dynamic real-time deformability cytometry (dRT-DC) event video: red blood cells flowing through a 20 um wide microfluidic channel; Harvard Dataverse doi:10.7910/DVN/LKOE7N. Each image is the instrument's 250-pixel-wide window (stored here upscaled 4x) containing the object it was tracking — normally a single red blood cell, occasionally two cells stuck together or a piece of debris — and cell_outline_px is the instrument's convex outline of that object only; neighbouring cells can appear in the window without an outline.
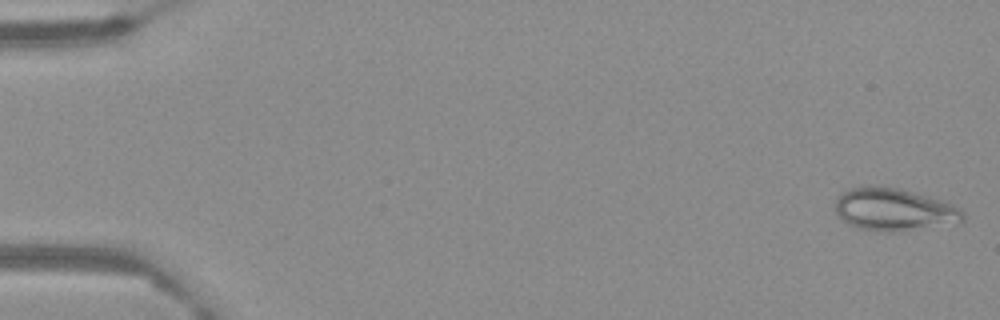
{"species": "Egyptian fruit bat (a non-hibernating species)", "species_latin": "Rousettus aegyptiacus", "temperature_condition": "warm", "stored_images_in_passage": 65, "camera_frame_rate_fps": 3000, "um_per_image_px": 0.085, "frame": {"image": 1, "passage_image": 2, "time_ms": 0.333, "image_size_px": [1000, 320], "cell_outline_px": [[964, 220], [900, 232], [880, 232], [860, 228], [848, 224], [836, 216], [836, 200], [848, 188], [860, 184], [864, 184], [896, 188], [912, 192], [940, 200], [952, 204], [960, 208], [964, 212]], "centroid_in_image_um": [75.91, 17.8], "position_along_channel_um": 9.1, "area_um2": 31.56}}
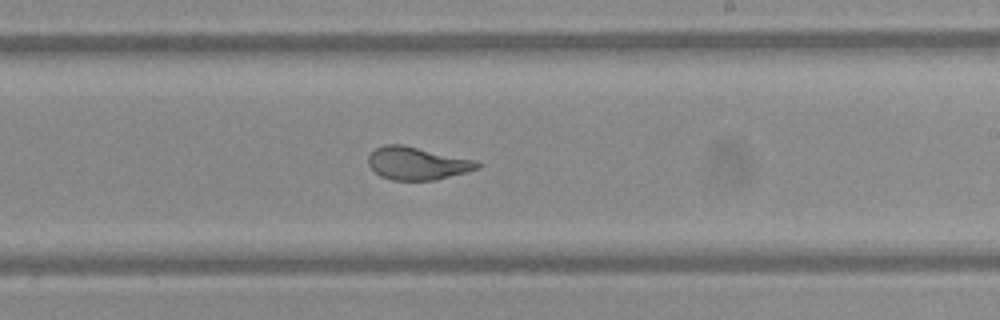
{"frame": {"image": 2, "passage_image": 40, "time_ms": 13.0, "image_size_px": [1000, 320], "cell_outline_px": [[480, 168], [436, 180], [392, 180], [380, 176], [368, 164], [368, 156], [376, 148], [384, 144], [404, 144], [476, 160], [480, 164]], "centroid_in_image_um": [35.46, 13.87], "position_along_channel_um": 253.5, "area_um2": 20.92}}
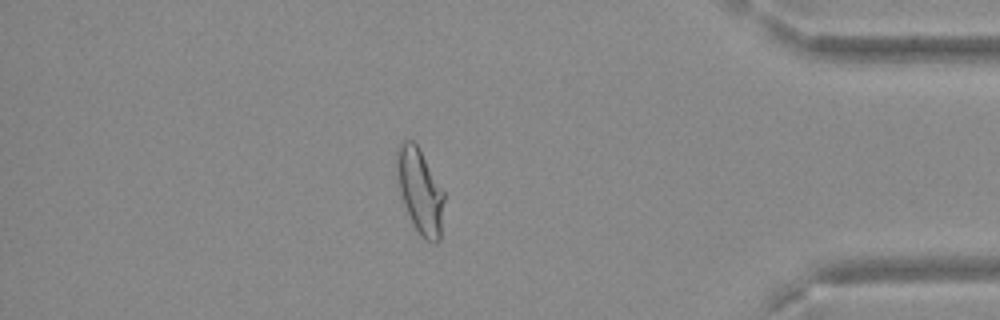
{"frame": {"image": 3, "passage_image": 57, "time_ms": 18.667, "image_size_px": [1000, 320], "cell_outline_px": [[444, 200], [440, 240], [436, 244], [432, 244], [424, 240], [420, 236], [404, 204], [400, 188], [396, 168], [396, 148], [404, 140], [412, 140], [416, 144], [444, 192]], "centroid_in_image_um": [35.71, 16.27], "position_along_channel_um": 399.5, "area_um2": 23.0}}